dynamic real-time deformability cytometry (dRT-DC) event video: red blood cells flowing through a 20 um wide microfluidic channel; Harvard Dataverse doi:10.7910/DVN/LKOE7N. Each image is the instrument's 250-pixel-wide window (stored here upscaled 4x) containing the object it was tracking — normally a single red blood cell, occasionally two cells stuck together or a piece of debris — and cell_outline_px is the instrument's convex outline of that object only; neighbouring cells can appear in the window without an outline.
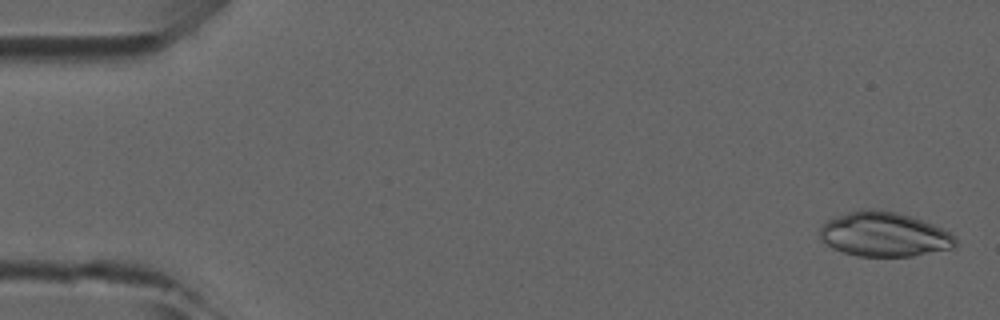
{"species": "common noctule bat (a hibernating species)", "species_latin": "Nyctalus noctula", "temperature_condition": "room temperature", "stored_images_in_passage": 47, "camera_frame_rate_fps": 3000, "um_per_image_px": 0.085, "animal": {"sex": "male", "forearm_length_mm": 52.5}, "frame": {"image": 1, "passage_image": 1, "time_ms": 0.0, "image_size_px": [1000, 320], "cell_outline_px": [[956, 248], [912, 256], [856, 256], [832, 248], [820, 240], [820, 228], [828, 220], [836, 216], [860, 208], [872, 208], [896, 212], [912, 216], [924, 220], [948, 232], [956, 240]], "centroid_in_image_um": [75.14, 19.91], "position_along_channel_um": 9.9, "area_um2": 35.32}}